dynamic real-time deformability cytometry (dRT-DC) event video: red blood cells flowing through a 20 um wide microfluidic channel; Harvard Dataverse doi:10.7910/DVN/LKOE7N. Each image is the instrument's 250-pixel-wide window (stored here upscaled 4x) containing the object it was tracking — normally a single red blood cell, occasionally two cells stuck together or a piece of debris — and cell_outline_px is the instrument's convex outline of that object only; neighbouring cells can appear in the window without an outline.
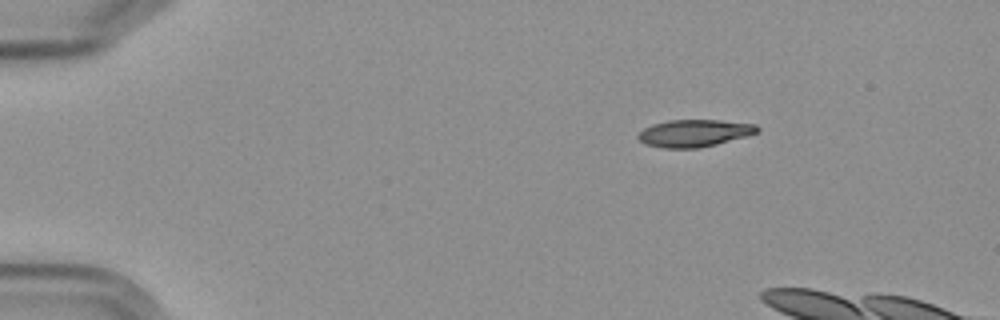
{"species": "Egyptian fruit bat (a non-hibernating species)", "species_latin": "Rousettus aegyptiacus", "temperature_condition": "cold", "stored_images_in_passage": 5, "camera_frame_rate_fps": 3000, "um_per_image_px": 0.085, "frame": {"image": 1, "passage_image": 1, "time_ms": 0.0, "image_size_px": [1000, 320], "cell_outline_px": [[760, 132], [716, 144], [700, 148], [664, 148], [644, 144], [636, 136], [644, 128], [652, 124], [668, 120], [720, 120], [756, 124], [760, 128]], "centroid_in_image_um": [59.02, 11.31], "position_along_channel_um": 26.0, "area_um2": 18.96}}